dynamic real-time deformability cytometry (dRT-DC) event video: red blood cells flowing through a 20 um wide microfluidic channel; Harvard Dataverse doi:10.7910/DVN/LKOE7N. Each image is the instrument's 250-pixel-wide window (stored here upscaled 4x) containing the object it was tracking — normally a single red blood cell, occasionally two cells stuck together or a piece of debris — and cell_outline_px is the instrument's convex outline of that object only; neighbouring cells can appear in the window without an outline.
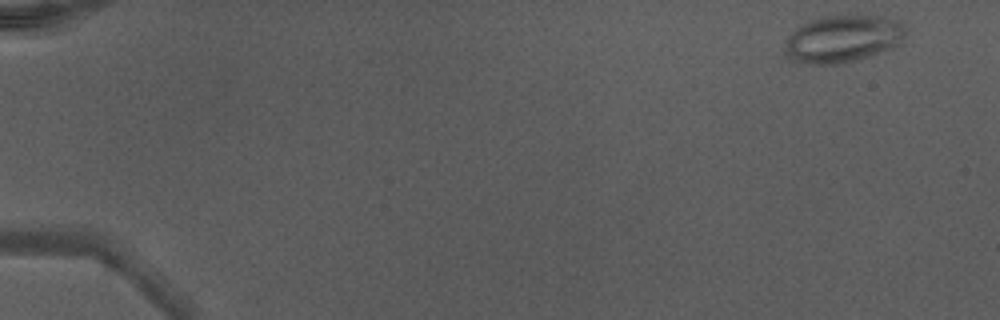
{"species": "Egyptian fruit bat (a non-hibernating species)", "species_latin": "Rousettus aegyptiacus", "temperature_condition": "warm", "stored_images_in_passage": 48, "camera_frame_rate_fps": 3000, "um_per_image_px": 0.085, "animal": {"sex": "male"}, "frame": {"image": 1, "passage_image": 2, "time_ms": 0.333, "image_size_px": [1000, 320], "cell_outline_px": [[908, 32], [900, 44], [892, 48], [856, 60], [840, 64], [804, 64], [792, 56], [784, 48], [788, 36], [800, 24], [824, 16], [876, 16], [896, 20]], "centroid_in_image_um": [71.67, 3.3], "position_along_channel_um": 13.3, "area_um2": 32.77}}
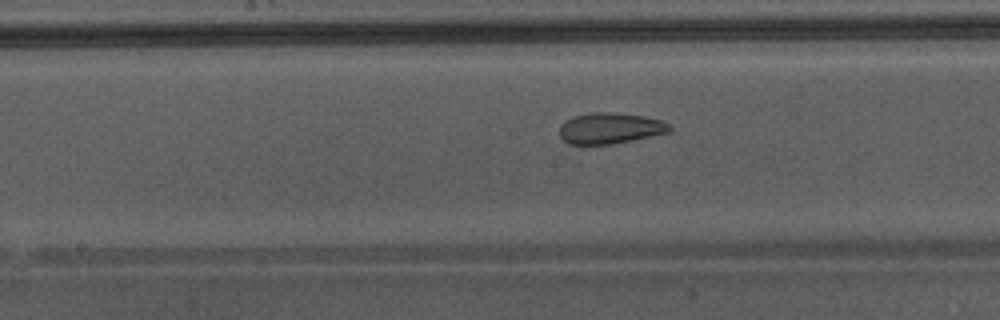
{"frame": {"image": 2, "passage_image": 26, "time_ms": 8.333, "image_size_px": [1000, 320], "cell_outline_px": [[672, 132], [612, 144], [568, 144], [560, 136], [560, 128], [568, 120], [576, 116], [588, 112], [612, 112], [644, 116], [660, 120], [668, 124], [672, 128]], "centroid_in_image_um": [51.9, 10.9], "position_along_channel_um": 196.3, "area_um2": 19.71}}
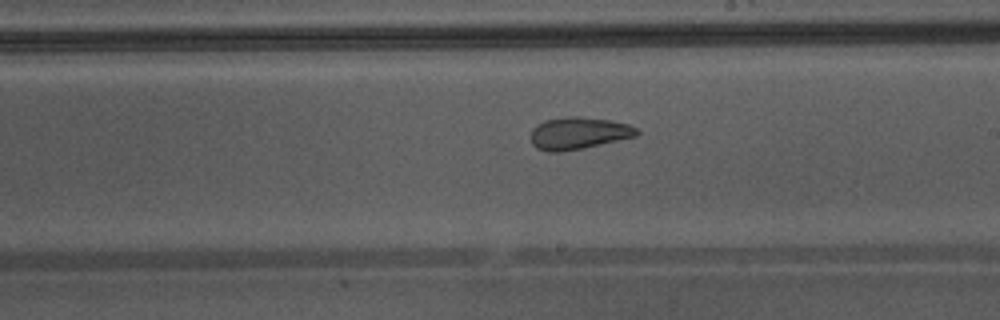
{"frame": {"image": 3, "passage_image": 29, "time_ms": 9.333, "image_size_px": [1000, 320], "cell_outline_px": [[640, 132], [636, 136], [580, 148], [560, 152], [548, 152], [536, 148], [532, 144], [532, 128], [536, 124], [544, 120], [564, 116], [576, 116], [608, 120], [628, 124], [636, 128]], "centroid_in_image_um": [49.12, 11.31], "position_along_channel_um": 239.9, "area_um2": 19.65}, "authors_computed_cell_mechanics": {"area_um2": 24.6806, "velocity_mm_per_s": 4.3529, "shape_relaxation_time_tau1_ms": null, "shape_relaxation_time_tau2_ms": 1.2162, "deformation_change_tau1": null, "deformation_change_tau2": 0.0818}}